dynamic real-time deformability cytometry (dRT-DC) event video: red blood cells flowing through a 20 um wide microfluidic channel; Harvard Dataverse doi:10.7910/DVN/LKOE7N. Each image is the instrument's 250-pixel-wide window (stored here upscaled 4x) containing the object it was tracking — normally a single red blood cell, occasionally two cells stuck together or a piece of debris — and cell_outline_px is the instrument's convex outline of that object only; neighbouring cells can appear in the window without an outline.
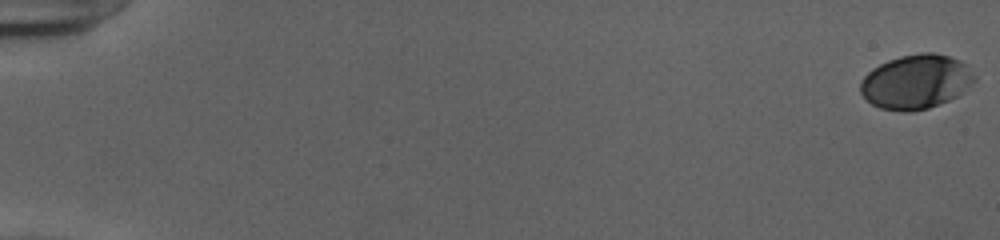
{"species": "human", "species_latin": "Homo sapiens", "temperature_condition": "cold", "stored_images_in_passage": 54, "camera_frame_rate_fps": 3000, "um_per_image_px": 0.085, "donor": {"sex": "female"}, "frame": {"image": 1, "passage_image": 1, "time_ms": 0.0, "image_size_px": [1000, 240], "cell_outline_px": [[976, 80], [956, 96], [948, 100], [928, 108], [912, 112], [904, 112], [880, 108], [872, 104], [860, 92], [860, 84], [864, 76], [872, 68], [888, 60], [900, 56], [920, 52], [932, 52], [948, 56], [960, 60], [976, 76]], "centroid_in_image_um": [77.84, 6.94], "position_along_channel_um": 7.2, "area_um2": 35.95}}
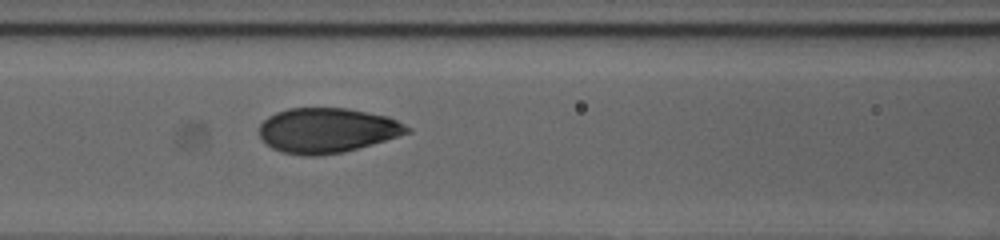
{"frame": {"image": 2, "passage_image": 26, "time_ms": 8.333, "image_size_px": [1000, 240], "cell_outline_px": [[412, 132], [372, 144], [344, 152], [316, 156], [304, 156], [280, 152], [272, 148], [260, 136], [260, 124], [268, 116], [276, 112], [288, 108], [348, 108], [388, 116], [412, 128]], "centroid_in_image_um": [27.81, 11.08], "position_along_channel_um": 138.8, "area_um2": 38.78}}
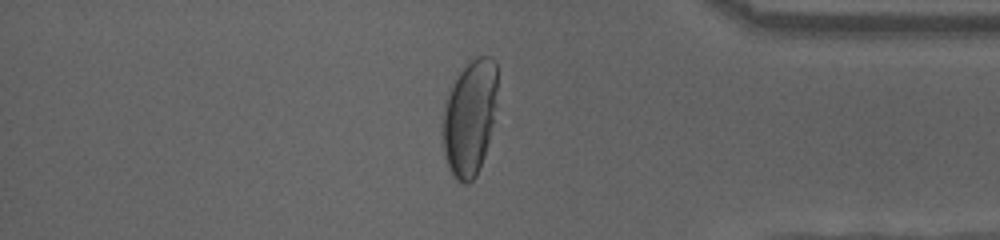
{"frame": {"image": 3, "passage_image": 47, "time_ms": 15.333, "image_size_px": [1000, 240], "cell_outline_px": [[496, 104], [488, 144], [484, 156], [476, 176], [468, 184], [464, 184], [456, 180], [452, 176], [448, 168], [444, 156], [444, 104], [448, 92], [460, 72], [472, 60], [480, 56], [488, 56], [496, 64]], "centroid_in_image_um": [39.92, 10.05], "position_along_channel_um": 395.3, "area_um2": 36.41}, "authors_computed_cell_mechanics": {"area_um2": 38.3214, "velocity_mm_per_s": 3.915, "shape_relaxation_time_tau1_ms": 4.2055, "shape_relaxation_time_tau2_ms": null, "deformation_change_tau1": 0.1931, "deformation_change_tau2": null}}